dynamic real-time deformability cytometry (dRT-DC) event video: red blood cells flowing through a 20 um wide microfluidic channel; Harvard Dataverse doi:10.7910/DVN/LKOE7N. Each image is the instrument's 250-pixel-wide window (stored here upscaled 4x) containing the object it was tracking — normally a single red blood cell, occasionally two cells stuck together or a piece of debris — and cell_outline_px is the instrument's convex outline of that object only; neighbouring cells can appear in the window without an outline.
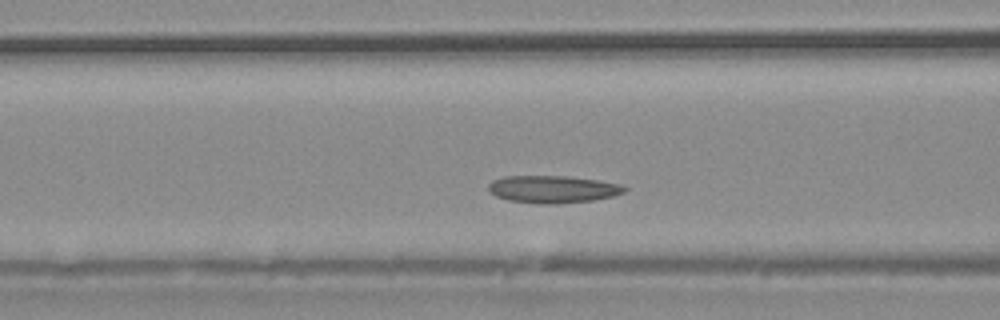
{"species": "common noctule bat (a hibernating species)", "species_latin": "Nyctalus noctula", "temperature_condition": "warm", "stored_images_in_passage": 30, "camera_frame_rate_fps": 3000, "um_per_image_px": 0.085, "animal": {"sex": "male", "body_mass_g": 20.4}, "frame": {"image": 1, "passage_image": 9, "time_ms": 2.667, "image_size_px": [1000, 320], "cell_outline_px": [[628, 188], [624, 192], [612, 196], [592, 200], [552, 204], [540, 204], [508, 200], [496, 196], [488, 188], [488, 184], [492, 180], [504, 176], [568, 176], [596, 180], [620, 184]], "centroid_in_image_um": [46.96, 16.08], "position_along_channel_um": 119.6, "area_um2": 21.56}}
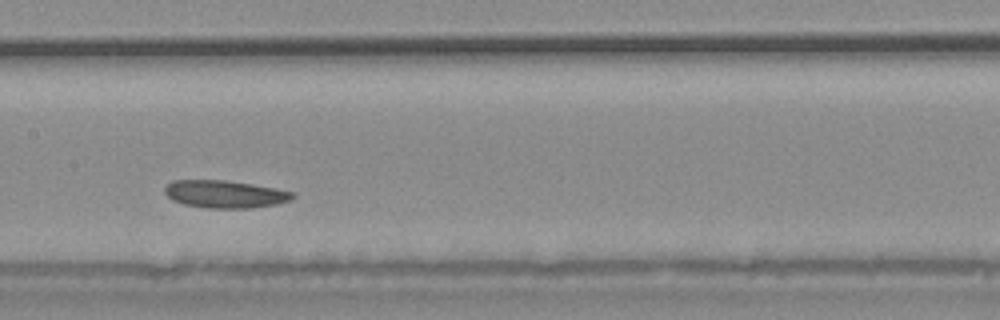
{"frame": {"image": 2, "passage_image": 13, "time_ms": 4.0, "image_size_px": [1000, 320], "cell_outline_px": [[296, 196], [292, 200], [276, 204], [248, 208], [204, 208], [184, 204], [172, 200], [164, 192], [164, 188], [172, 180], [224, 180], [252, 184], [276, 188], [296, 192]], "centroid_in_image_um": [19.15, 16.5], "position_along_channel_um": 188.3, "area_um2": 20.69}}
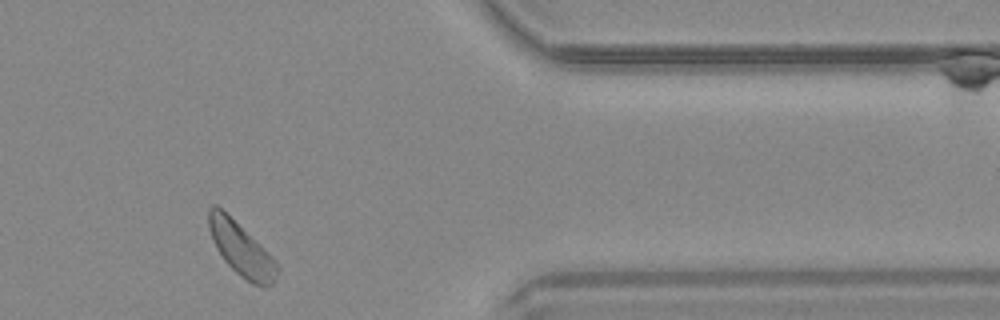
{"frame": {"image": 3, "passage_image": 26, "time_ms": 8.333, "image_size_px": [1000, 320], "cell_outline_px": [[280, 268], [272, 284], [264, 288], [252, 284], [244, 280], [224, 260], [216, 248], [212, 240], [208, 228], [208, 208], [212, 204], [216, 204], [260, 244], [280, 264]], "centroid_in_image_um": [20.51, 21.21], "position_along_channel_um": 390.9, "area_um2": 21.33}}